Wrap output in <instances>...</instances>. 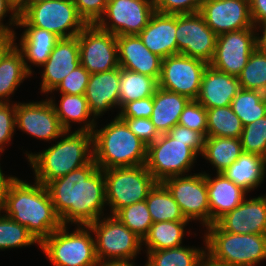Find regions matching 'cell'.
<instances>
[{
    "label": "cell",
    "instance_id": "obj_1",
    "mask_svg": "<svg viewBox=\"0 0 266 266\" xmlns=\"http://www.w3.org/2000/svg\"><path fill=\"white\" fill-rule=\"evenodd\" d=\"M63 225H89L104 216L107 206L103 170L88 164L46 185Z\"/></svg>",
    "mask_w": 266,
    "mask_h": 266
},
{
    "label": "cell",
    "instance_id": "obj_2",
    "mask_svg": "<svg viewBox=\"0 0 266 266\" xmlns=\"http://www.w3.org/2000/svg\"><path fill=\"white\" fill-rule=\"evenodd\" d=\"M1 212L25 226L39 243L63 225L47 187L16 176L6 182Z\"/></svg>",
    "mask_w": 266,
    "mask_h": 266
},
{
    "label": "cell",
    "instance_id": "obj_3",
    "mask_svg": "<svg viewBox=\"0 0 266 266\" xmlns=\"http://www.w3.org/2000/svg\"><path fill=\"white\" fill-rule=\"evenodd\" d=\"M24 154L34 172V181L46 186L93 159V135L87 130H65L49 148L37 153L26 151Z\"/></svg>",
    "mask_w": 266,
    "mask_h": 266
},
{
    "label": "cell",
    "instance_id": "obj_4",
    "mask_svg": "<svg viewBox=\"0 0 266 266\" xmlns=\"http://www.w3.org/2000/svg\"><path fill=\"white\" fill-rule=\"evenodd\" d=\"M93 129V160L102 169L145 165L147 145L118 115L110 123Z\"/></svg>",
    "mask_w": 266,
    "mask_h": 266
},
{
    "label": "cell",
    "instance_id": "obj_5",
    "mask_svg": "<svg viewBox=\"0 0 266 266\" xmlns=\"http://www.w3.org/2000/svg\"><path fill=\"white\" fill-rule=\"evenodd\" d=\"M206 255L224 266H257L266 259V234H234L217 223L206 227Z\"/></svg>",
    "mask_w": 266,
    "mask_h": 266
},
{
    "label": "cell",
    "instance_id": "obj_6",
    "mask_svg": "<svg viewBox=\"0 0 266 266\" xmlns=\"http://www.w3.org/2000/svg\"><path fill=\"white\" fill-rule=\"evenodd\" d=\"M62 225L41 243L40 248L53 266H97L95 239L89 225H76L68 232Z\"/></svg>",
    "mask_w": 266,
    "mask_h": 266
},
{
    "label": "cell",
    "instance_id": "obj_7",
    "mask_svg": "<svg viewBox=\"0 0 266 266\" xmlns=\"http://www.w3.org/2000/svg\"><path fill=\"white\" fill-rule=\"evenodd\" d=\"M88 24L79 15L73 0H48L28 6L18 26L39 27L60 39L76 37Z\"/></svg>",
    "mask_w": 266,
    "mask_h": 266
},
{
    "label": "cell",
    "instance_id": "obj_8",
    "mask_svg": "<svg viewBox=\"0 0 266 266\" xmlns=\"http://www.w3.org/2000/svg\"><path fill=\"white\" fill-rule=\"evenodd\" d=\"M106 202L110 214L119 209L146 200L149 192L157 184L145 165L103 170Z\"/></svg>",
    "mask_w": 266,
    "mask_h": 266
},
{
    "label": "cell",
    "instance_id": "obj_9",
    "mask_svg": "<svg viewBox=\"0 0 266 266\" xmlns=\"http://www.w3.org/2000/svg\"><path fill=\"white\" fill-rule=\"evenodd\" d=\"M105 217L89 224L95 239L98 261L134 260L137 254H141L142 239L114 215Z\"/></svg>",
    "mask_w": 266,
    "mask_h": 266
},
{
    "label": "cell",
    "instance_id": "obj_10",
    "mask_svg": "<svg viewBox=\"0 0 266 266\" xmlns=\"http://www.w3.org/2000/svg\"><path fill=\"white\" fill-rule=\"evenodd\" d=\"M198 156L190 148V142L173 139L168 133L161 134L147 146L145 166L157 182H163L170 177L188 175Z\"/></svg>",
    "mask_w": 266,
    "mask_h": 266
},
{
    "label": "cell",
    "instance_id": "obj_11",
    "mask_svg": "<svg viewBox=\"0 0 266 266\" xmlns=\"http://www.w3.org/2000/svg\"><path fill=\"white\" fill-rule=\"evenodd\" d=\"M179 205L185 218L200 222L203 227L210 226V207L208 202L205 171L182 176H174L162 182Z\"/></svg>",
    "mask_w": 266,
    "mask_h": 266
},
{
    "label": "cell",
    "instance_id": "obj_12",
    "mask_svg": "<svg viewBox=\"0 0 266 266\" xmlns=\"http://www.w3.org/2000/svg\"><path fill=\"white\" fill-rule=\"evenodd\" d=\"M154 12L153 0H108L96 25L116 36L138 35Z\"/></svg>",
    "mask_w": 266,
    "mask_h": 266
},
{
    "label": "cell",
    "instance_id": "obj_13",
    "mask_svg": "<svg viewBox=\"0 0 266 266\" xmlns=\"http://www.w3.org/2000/svg\"><path fill=\"white\" fill-rule=\"evenodd\" d=\"M80 63L90 73H101L120 67L117 36L88 24L78 35Z\"/></svg>",
    "mask_w": 266,
    "mask_h": 266
},
{
    "label": "cell",
    "instance_id": "obj_14",
    "mask_svg": "<svg viewBox=\"0 0 266 266\" xmlns=\"http://www.w3.org/2000/svg\"><path fill=\"white\" fill-rule=\"evenodd\" d=\"M208 65L200 59L183 54L163 58L158 87L196 100Z\"/></svg>",
    "mask_w": 266,
    "mask_h": 266
},
{
    "label": "cell",
    "instance_id": "obj_15",
    "mask_svg": "<svg viewBox=\"0 0 266 266\" xmlns=\"http://www.w3.org/2000/svg\"><path fill=\"white\" fill-rule=\"evenodd\" d=\"M178 54L200 59L209 64L214 56L217 35L197 13L176 15Z\"/></svg>",
    "mask_w": 266,
    "mask_h": 266
},
{
    "label": "cell",
    "instance_id": "obj_16",
    "mask_svg": "<svg viewBox=\"0 0 266 266\" xmlns=\"http://www.w3.org/2000/svg\"><path fill=\"white\" fill-rule=\"evenodd\" d=\"M256 36V27L218 35L214 56L209 65L238 77L247 65L250 54L257 47Z\"/></svg>",
    "mask_w": 266,
    "mask_h": 266
},
{
    "label": "cell",
    "instance_id": "obj_17",
    "mask_svg": "<svg viewBox=\"0 0 266 266\" xmlns=\"http://www.w3.org/2000/svg\"><path fill=\"white\" fill-rule=\"evenodd\" d=\"M15 125L23 133L50 143L58 140L65 131L47 98L39 102L16 101Z\"/></svg>",
    "mask_w": 266,
    "mask_h": 266
},
{
    "label": "cell",
    "instance_id": "obj_18",
    "mask_svg": "<svg viewBox=\"0 0 266 266\" xmlns=\"http://www.w3.org/2000/svg\"><path fill=\"white\" fill-rule=\"evenodd\" d=\"M199 13L217 36L255 27L250 5L243 0H204Z\"/></svg>",
    "mask_w": 266,
    "mask_h": 266
},
{
    "label": "cell",
    "instance_id": "obj_19",
    "mask_svg": "<svg viewBox=\"0 0 266 266\" xmlns=\"http://www.w3.org/2000/svg\"><path fill=\"white\" fill-rule=\"evenodd\" d=\"M80 51L78 38L60 39L52 50L47 61L41 66V93L49 95L58 84L80 66Z\"/></svg>",
    "mask_w": 266,
    "mask_h": 266
},
{
    "label": "cell",
    "instance_id": "obj_20",
    "mask_svg": "<svg viewBox=\"0 0 266 266\" xmlns=\"http://www.w3.org/2000/svg\"><path fill=\"white\" fill-rule=\"evenodd\" d=\"M224 231L234 234H266V194L247 197L216 222Z\"/></svg>",
    "mask_w": 266,
    "mask_h": 266
},
{
    "label": "cell",
    "instance_id": "obj_21",
    "mask_svg": "<svg viewBox=\"0 0 266 266\" xmlns=\"http://www.w3.org/2000/svg\"><path fill=\"white\" fill-rule=\"evenodd\" d=\"M120 67L90 75L85 91L89 111L97 121L114 108L120 109Z\"/></svg>",
    "mask_w": 266,
    "mask_h": 266
},
{
    "label": "cell",
    "instance_id": "obj_22",
    "mask_svg": "<svg viewBox=\"0 0 266 266\" xmlns=\"http://www.w3.org/2000/svg\"><path fill=\"white\" fill-rule=\"evenodd\" d=\"M120 68L154 77L161 75L162 58L152 53L138 35L117 36Z\"/></svg>",
    "mask_w": 266,
    "mask_h": 266
},
{
    "label": "cell",
    "instance_id": "obj_23",
    "mask_svg": "<svg viewBox=\"0 0 266 266\" xmlns=\"http://www.w3.org/2000/svg\"><path fill=\"white\" fill-rule=\"evenodd\" d=\"M241 89L238 77L207 66L196 100L206 109L226 107Z\"/></svg>",
    "mask_w": 266,
    "mask_h": 266
},
{
    "label": "cell",
    "instance_id": "obj_24",
    "mask_svg": "<svg viewBox=\"0 0 266 266\" xmlns=\"http://www.w3.org/2000/svg\"><path fill=\"white\" fill-rule=\"evenodd\" d=\"M175 33L176 15L155 11L138 36L152 53L163 59L178 54Z\"/></svg>",
    "mask_w": 266,
    "mask_h": 266
},
{
    "label": "cell",
    "instance_id": "obj_25",
    "mask_svg": "<svg viewBox=\"0 0 266 266\" xmlns=\"http://www.w3.org/2000/svg\"><path fill=\"white\" fill-rule=\"evenodd\" d=\"M205 178L210 207V225H212L226 213L239 206L247 197V192L222 173H216L213 178L205 172Z\"/></svg>",
    "mask_w": 266,
    "mask_h": 266
},
{
    "label": "cell",
    "instance_id": "obj_26",
    "mask_svg": "<svg viewBox=\"0 0 266 266\" xmlns=\"http://www.w3.org/2000/svg\"><path fill=\"white\" fill-rule=\"evenodd\" d=\"M19 27L24 28V31L20 35L19 44L15 42L14 45L21 51L26 69L32 75L33 70L30 64L35 65V67H41L49 58L60 38L43 28L32 26Z\"/></svg>",
    "mask_w": 266,
    "mask_h": 266
},
{
    "label": "cell",
    "instance_id": "obj_27",
    "mask_svg": "<svg viewBox=\"0 0 266 266\" xmlns=\"http://www.w3.org/2000/svg\"><path fill=\"white\" fill-rule=\"evenodd\" d=\"M190 99L186 96L158 87L153 95V111L150 117L158 133L167 134L178 124L181 113Z\"/></svg>",
    "mask_w": 266,
    "mask_h": 266
},
{
    "label": "cell",
    "instance_id": "obj_28",
    "mask_svg": "<svg viewBox=\"0 0 266 266\" xmlns=\"http://www.w3.org/2000/svg\"><path fill=\"white\" fill-rule=\"evenodd\" d=\"M222 174L247 193L254 191L266 178V158L243 152Z\"/></svg>",
    "mask_w": 266,
    "mask_h": 266
},
{
    "label": "cell",
    "instance_id": "obj_29",
    "mask_svg": "<svg viewBox=\"0 0 266 266\" xmlns=\"http://www.w3.org/2000/svg\"><path fill=\"white\" fill-rule=\"evenodd\" d=\"M48 99L53 105L56 115L65 130H71L72 123H78L80 128L78 127L77 130L93 132L97 122L94 117H91L85 95L61 94L58 101L59 104L56 103L53 96Z\"/></svg>",
    "mask_w": 266,
    "mask_h": 266
},
{
    "label": "cell",
    "instance_id": "obj_30",
    "mask_svg": "<svg viewBox=\"0 0 266 266\" xmlns=\"http://www.w3.org/2000/svg\"><path fill=\"white\" fill-rule=\"evenodd\" d=\"M31 76L21 51L13 45L0 60V103H10L11 95Z\"/></svg>",
    "mask_w": 266,
    "mask_h": 266
},
{
    "label": "cell",
    "instance_id": "obj_31",
    "mask_svg": "<svg viewBox=\"0 0 266 266\" xmlns=\"http://www.w3.org/2000/svg\"><path fill=\"white\" fill-rule=\"evenodd\" d=\"M188 224L189 221L154 222L142 240V246L145 245V251H158L182 246L184 235L187 232L191 233L185 230Z\"/></svg>",
    "mask_w": 266,
    "mask_h": 266
},
{
    "label": "cell",
    "instance_id": "obj_32",
    "mask_svg": "<svg viewBox=\"0 0 266 266\" xmlns=\"http://www.w3.org/2000/svg\"><path fill=\"white\" fill-rule=\"evenodd\" d=\"M242 153L240 138L207 136L201 156L215 168L216 173H222Z\"/></svg>",
    "mask_w": 266,
    "mask_h": 266
},
{
    "label": "cell",
    "instance_id": "obj_33",
    "mask_svg": "<svg viewBox=\"0 0 266 266\" xmlns=\"http://www.w3.org/2000/svg\"><path fill=\"white\" fill-rule=\"evenodd\" d=\"M206 246H179L158 251H145V266H197L206 255Z\"/></svg>",
    "mask_w": 266,
    "mask_h": 266
},
{
    "label": "cell",
    "instance_id": "obj_34",
    "mask_svg": "<svg viewBox=\"0 0 266 266\" xmlns=\"http://www.w3.org/2000/svg\"><path fill=\"white\" fill-rule=\"evenodd\" d=\"M120 109L128 102L153 96L158 81L151 76L120 68Z\"/></svg>",
    "mask_w": 266,
    "mask_h": 266
},
{
    "label": "cell",
    "instance_id": "obj_35",
    "mask_svg": "<svg viewBox=\"0 0 266 266\" xmlns=\"http://www.w3.org/2000/svg\"><path fill=\"white\" fill-rule=\"evenodd\" d=\"M145 201L153 223L162 221H188L181 212L172 194L162 182H157Z\"/></svg>",
    "mask_w": 266,
    "mask_h": 266
},
{
    "label": "cell",
    "instance_id": "obj_36",
    "mask_svg": "<svg viewBox=\"0 0 266 266\" xmlns=\"http://www.w3.org/2000/svg\"><path fill=\"white\" fill-rule=\"evenodd\" d=\"M207 111V136L240 138L243 125L231 105L215 107Z\"/></svg>",
    "mask_w": 266,
    "mask_h": 266
},
{
    "label": "cell",
    "instance_id": "obj_37",
    "mask_svg": "<svg viewBox=\"0 0 266 266\" xmlns=\"http://www.w3.org/2000/svg\"><path fill=\"white\" fill-rule=\"evenodd\" d=\"M231 107L244 127L266 116V94L241 88L232 100Z\"/></svg>",
    "mask_w": 266,
    "mask_h": 266
},
{
    "label": "cell",
    "instance_id": "obj_38",
    "mask_svg": "<svg viewBox=\"0 0 266 266\" xmlns=\"http://www.w3.org/2000/svg\"><path fill=\"white\" fill-rule=\"evenodd\" d=\"M240 87L266 94V52L256 47L250 54L247 65L238 75Z\"/></svg>",
    "mask_w": 266,
    "mask_h": 266
},
{
    "label": "cell",
    "instance_id": "obj_39",
    "mask_svg": "<svg viewBox=\"0 0 266 266\" xmlns=\"http://www.w3.org/2000/svg\"><path fill=\"white\" fill-rule=\"evenodd\" d=\"M0 211V250L12 248L40 246V243L27 228Z\"/></svg>",
    "mask_w": 266,
    "mask_h": 266
},
{
    "label": "cell",
    "instance_id": "obj_40",
    "mask_svg": "<svg viewBox=\"0 0 266 266\" xmlns=\"http://www.w3.org/2000/svg\"><path fill=\"white\" fill-rule=\"evenodd\" d=\"M114 216L142 240L153 224L145 200L119 209Z\"/></svg>",
    "mask_w": 266,
    "mask_h": 266
},
{
    "label": "cell",
    "instance_id": "obj_41",
    "mask_svg": "<svg viewBox=\"0 0 266 266\" xmlns=\"http://www.w3.org/2000/svg\"><path fill=\"white\" fill-rule=\"evenodd\" d=\"M240 140L243 152L266 158V116L245 125Z\"/></svg>",
    "mask_w": 266,
    "mask_h": 266
},
{
    "label": "cell",
    "instance_id": "obj_42",
    "mask_svg": "<svg viewBox=\"0 0 266 266\" xmlns=\"http://www.w3.org/2000/svg\"><path fill=\"white\" fill-rule=\"evenodd\" d=\"M179 125L202 133L207 137V111L197 100H190L179 118Z\"/></svg>",
    "mask_w": 266,
    "mask_h": 266
},
{
    "label": "cell",
    "instance_id": "obj_43",
    "mask_svg": "<svg viewBox=\"0 0 266 266\" xmlns=\"http://www.w3.org/2000/svg\"><path fill=\"white\" fill-rule=\"evenodd\" d=\"M90 75L91 74L80 65L71 71L50 94L52 95L54 91H59L60 94L85 95Z\"/></svg>",
    "mask_w": 266,
    "mask_h": 266
},
{
    "label": "cell",
    "instance_id": "obj_44",
    "mask_svg": "<svg viewBox=\"0 0 266 266\" xmlns=\"http://www.w3.org/2000/svg\"><path fill=\"white\" fill-rule=\"evenodd\" d=\"M16 102L0 103V156L16 132Z\"/></svg>",
    "mask_w": 266,
    "mask_h": 266
},
{
    "label": "cell",
    "instance_id": "obj_45",
    "mask_svg": "<svg viewBox=\"0 0 266 266\" xmlns=\"http://www.w3.org/2000/svg\"><path fill=\"white\" fill-rule=\"evenodd\" d=\"M204 0H153L155 11L165 14H191L199 12Z\"/></svg>",
    "mask_w": 266,
    "mask_h": 266
},
{
    "label": "cell",
    "instance_id": "obj_46",
    "mask_svg": "<svg viewBox=\"0 0 266 266\" xmlns=\"http://www.w3.org/2000/svg\"><path fill=\"white\" fill-rule=\"evenodd\" d=\"M129 129L147 146L153 143L160 134L156 130L150 118H121Z\"/></svg>",
    "mask_w": 266,
    "mask_h": 266
},
{
    "label": "cell",
    "instance_id": "obj_47",
    "mask_svg": "<svg viewBox=\"0 0 266 266\" xmlns=\"http://www.w3.org/2000/svg\"><path fill=\"white\" fill-rule=\"evenodd\" d=\"M79 15L87 24H96L103 16L108 0H73Z\"/></svg>",
    "mask_w": 266,
    "mask_h": 266
},
{
    "label": "cell",
    "instance_id": "obj_48",
    "mask_svg": "<svg viewBox=\"0 0 266 266\" xmlns=\"http://www.w3.org/2000/svg\"><path fill=\"white\" fill-rule=\"evenodd\" d=\"M168 134L178 141L190 142V148L198 155L202 154L205 143V136L202 133L177 124Z\"/></svg>",
    "mask_w": 266,
    "mask_h": 266
},
{
    "label": "cell",
    "instance_id": "obj_49",
    "mask_svg": "<svg viewBox=\"0 0 266 266\" xmlns=\"http://www.w3.org/2000/svg\"><path fill=\"white\" fill-rule=\"evenodd\" d=\"M153 111V96L126 103L117 115L120 118H150Z\"/></svg>",
    "mask_w": 266,
    "mask_h": 266
},
{
    "label": "cell",
    "instance_id": "obj_50",
    "mask_svg": "<svg viewBox=\"0 0 266 266\" xmlns=\"http://www.w3.org/2000/svg\"><path fill=\"white\" fill-rule=\"evenodd\" d=\"M7 14H10L8 23H3ZM19 15L14 11V9L9 5L6 0H0V34L15 33L16 41V32L12 28L16 26L18 28Z\"/></svg>",
    "mask_w": 266,
    "mask_h": 266
},
{
    "label": "cell",
    "instance_id": "obj_51",
    "mask_svg": "<svg viewBox=\"0 0 266 266\" xmlns=\"http://www.w3.org/2000/svg\"><path fill=\"white\" fill-rule=\"evenodd\" d=\"M249 5L254 26L266 23V0H251Z\"/></svg>",
    "mask_w": 266,
    "mask_h": 266
},
{
    "label": "cell",
    "instance_id": "obj_52",
    "mask_svg": "<svg viewBox=\"0 0 266 266\" xmlns=\"http://www.w3.org/2000/svg\"><path fill=\"white\" fill-rule=\"evenodd\" d=\"M15 44V33L0 34V60Z\"/></svg>",
    "mask_w": 266,
    "mask_h": 266
},
{
    "label": "cell",
    "instance_id": "obj_53",
    "mask_svg": "<svg viewBox=\"0 0 266 266\" xmlns=\"http://www.w3.org/2000/svg\"><path fill=\"white\" fill-rule=\"evenodd\" d=\"M256 31H257V36H256L257 47L260 50L266 52V23L256 26ZM258 31L260 32L261 35L259 34Z\"/></svg>",
    "mask_w": 266,
    "mask_h": 266
},
{
    "label": "cell",
    "instance_id": "obj_54",
    "mask_svg": "<svg viewBox=\"0 0 266 266\" xmlns=\"http://www.w3.org/2000/svg\"><path fill=\"white\" fill-rule=\"evenodd\" d=\"M14 11L20 15L27 8L28 0H6Z\"/></svg>",
    "mask_w": 266,
    "mask_h": 266
},
{
    "label": "cell",
    "instance_id": "obj_55",
    "mask_svg": "<svg viewBox=\"0 0 266 266\" xmlns=\"http://www.w3.org/2000/svg\"><path fill=\"white\" fill-rule=\"evenodd\" d=\"M134 261L135 260H130V261H105V262H99V264L97 266H139V265H135Z\"/></svg>",
    "mask_w": 266,
    "mask_h": 266
},
{
    "label": "cell",
    "instance_id": "obj_56",
    "mask_svg": "<svg viewBox=\"0 0 266 266\" xmlns=\"http://www.w3.org/2000/svg\"><path fill=\"white\" fill-rule=\"evenodd\" d=\"M1 164V163H0ZM12 177V175H5L0 166V211L2 208V198L6 182Z\"/></svg>",
    "mask_w": 266,
    "mask_h": 266
},
{
    "label": "cell",
    "instance_id": "obj_57",
    "mask_svg": "<svg viewBox=\"0 0 266 266\" xmlns=\"http://www.w3.org/2000/svg\"><path fill=\"white\" fill-rule=\"evenodd\" d=\"M197 266H224L223 264L217 263L205 255Z\"/></svg>",
    "mask_w": 266,
    "mask_h": 266
},
{
    "label": "cell",
    "instance_id": "obj_58",
    "mask_svg": "<svg viewBox=\"0 0 266 266\" xmlns=\"http://www.w3.org/2000/svg\"><path fill=\"white\" fill-rule=\"evenodd\" d=\"M43 1H48V0H28L27 1V7L32 5V4H36V3H39V2H43Z\"/></svg>",
    "mask_w": 266,
    "mask_h": 266
}]
</instances>
